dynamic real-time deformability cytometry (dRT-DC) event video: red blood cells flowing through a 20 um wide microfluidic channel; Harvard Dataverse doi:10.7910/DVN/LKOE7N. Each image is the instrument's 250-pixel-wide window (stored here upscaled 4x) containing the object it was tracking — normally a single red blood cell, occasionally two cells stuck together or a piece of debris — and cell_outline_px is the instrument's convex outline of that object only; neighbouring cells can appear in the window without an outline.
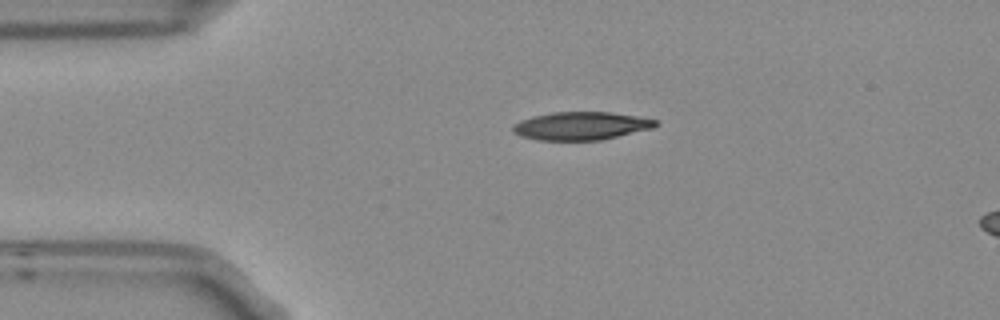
{"species": "Egyptian fruit bat (a non-hibernating species)", "species_latin": "Rousettus aegyptiacus", "temperature_condition": "room temperature", "stored_images_in_passage": 3, "segment_of_instrument_passage": [1, 2], "camera_frame_rate_fps": 3000, "um_per_image_px": 0.085, "frame": {"image": 1, "passage_image": 1, "time_ms": 0.0, "image_size_px": [1000, 320], "cell_outline_px": [[660, 124], [652, 128], [600, 140], [536, 140], [520, 136], [512, 132], [512, 124], [520, 120], [532, 116], [552, 112], [612, 112], [660, 120]], "centroid_in_image_um": [49.37, 10.69], "position_along_channel_um": 35.6, "area_um2": 23.52}}